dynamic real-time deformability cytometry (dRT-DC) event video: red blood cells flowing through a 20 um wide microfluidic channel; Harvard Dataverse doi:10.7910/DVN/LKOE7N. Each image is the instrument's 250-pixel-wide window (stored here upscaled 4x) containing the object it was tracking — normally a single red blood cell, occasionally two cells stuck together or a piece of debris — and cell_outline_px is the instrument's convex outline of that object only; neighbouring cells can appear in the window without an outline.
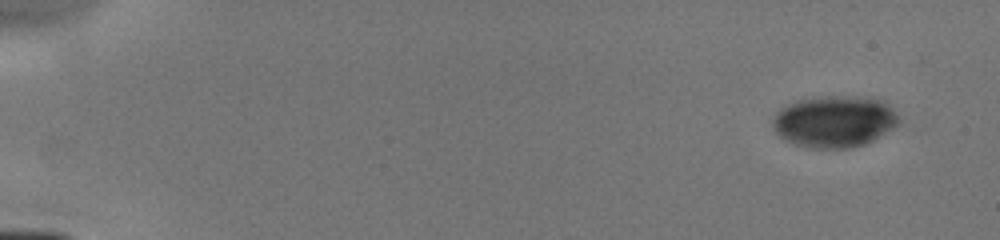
{"species": "human", "species_latin": "Homo sapiens", "temperature_condition": "cold", "stored_images_in_passage": 7, "camera_frame_rate_fps": 3000, "um_per_image_px": 0.085, "donor": {"sex": "male"}, "frame": {"image": 1, "passage_image": 1, "time_ms": 0.0, "image_size_px": [1000, 240], "cell_outline_px": [[900, 120], [892, 128], [872, 140], [864, 144], [848, 148], [812, 148], [796, 144], [780, 136], [772, 128], [772, 116], [784, 104], [796, 100], [828, 96], [848, 96], [884, 100], [896, 112]], "centroid_in_image_um": [70.88, 10.31], "position_along_channel_um": 14.1, "area_um2": 37.86}}
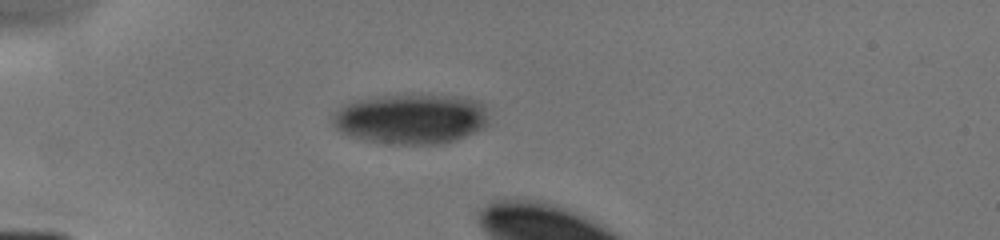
{"frame": {"image": 2, "passage_image": 5, "time_ms": 4.0, "image_size_px": [1000, 240], "cell_outline_px": [[488, 124], [484, 128], [476, 132], [456, 140], [440, 144], [388, 144], [364, 140], [348, 136], [340, 132], [332, 124], [328, 116], [332, 112], [352, 100], [396, 92], [464, 96], [476, 100], [484, 104], [488, 116]], "centroid_in_image_um": [34.89, 10.06], "position_along_channel_um": 50.1, "area_um2": 47.63}}